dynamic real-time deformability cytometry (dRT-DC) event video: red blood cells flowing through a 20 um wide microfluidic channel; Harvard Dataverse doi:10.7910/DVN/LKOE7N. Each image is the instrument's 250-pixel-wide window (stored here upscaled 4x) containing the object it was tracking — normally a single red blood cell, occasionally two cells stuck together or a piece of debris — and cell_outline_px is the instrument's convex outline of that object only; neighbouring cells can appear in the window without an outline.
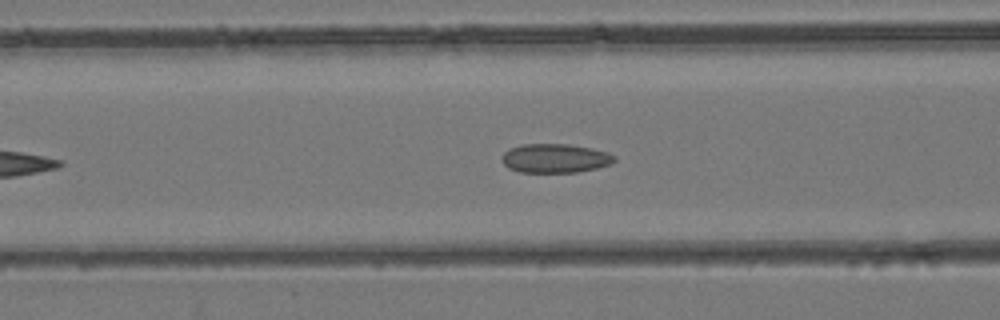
{"species": "common noctule bat (a hibernating species)", "species_latin": "Nyctalus noctula", "temperature_condition": "room temperature", "stored_images_in_passage": 37, "camera_frame_rate_fps": 3000, "um_per_image_px": 0.085, "animal": {"sex": "female", "body_mass_g": 24.6, "forearm_length_mm": 56.2}, "frame": {"image": 1, "passage_image": 11, "time_ms": 3.333, "image_size_px": [1000, 320], "cell_outline_px": [[616, 160], [608, 164], [596, 168], [576, 172], [520, 172], [508, 168], [504, 164], [504, 152], [520, 144], [568, 144], [592, 148], [608, 152], [616, 156]], "centroid_in_image_um": [47.21, 13.45], "position_along_channel_um": 119.4, "area_um2": 18.84}}
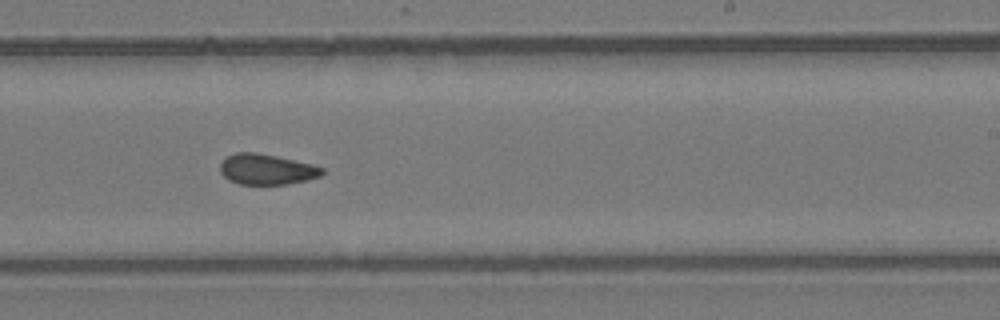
{"frame": {"image": 2, "passage_image": 21, "time_ms": 6.667, "image_size_px": [1000, 320], "cell_outline_px": [[324, 172], [320, 176], [308, 180], [284, 184], [240, 184], [228, 180], [220, 172], [220, 164], [228, 156], [236, 152], [256, 152], [276, 156], [312, 164], [324, 168]], "centroid_in_image_um": [22.66, 14.39], "position_along_channel_um": 266.3, "area_um2": 18.09}}
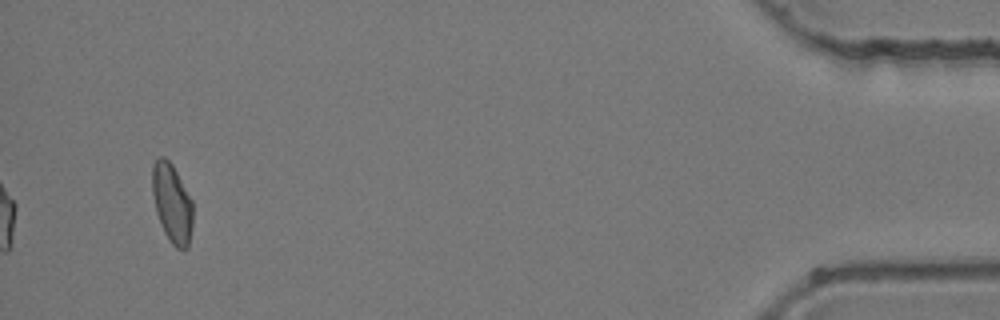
{"frame": {"image": 3, "passage_image": 37, "time_ms": 12.0, "image_size_px": [1000, 320], "cell_outline_px": [[192, 228], [188, 248], [184, 252], [176, 248], [172, 244], [164, 232], [160, 224], [156, 212], [152, 192], [152, 164], [160, 156], [164, 156], [172, 164], [192, 200]], "centroid_in_image_um": [14.62, 17.3], "position_along_channel_um": 420.6, "area_um2": 18.84}}